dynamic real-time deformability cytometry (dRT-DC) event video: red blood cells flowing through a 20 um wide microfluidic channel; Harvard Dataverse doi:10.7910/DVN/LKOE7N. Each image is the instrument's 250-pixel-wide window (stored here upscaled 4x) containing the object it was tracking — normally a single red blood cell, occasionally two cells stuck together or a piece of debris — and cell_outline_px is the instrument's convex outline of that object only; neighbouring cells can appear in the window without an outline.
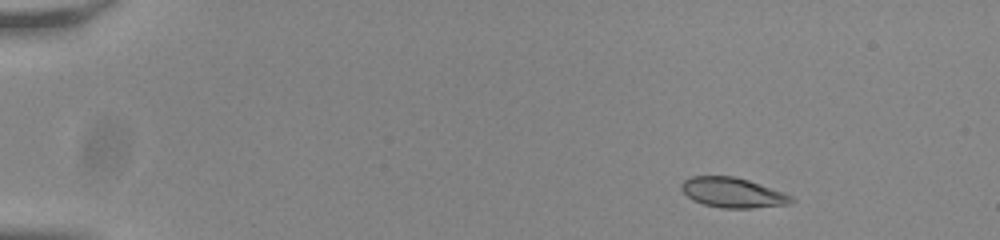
{"species": "common noctule bat (a hibernating species)", "species_latin": "Nyctalus noctula", "temperature_condition": "room temperature", "stored_images_in_passage": 54, "camera_frame_rate_fps": 3000, "um_per_image_px": 0.085, "animal": {"sex": "male", "body_mass_g": 20.0, "forearm_length_mm": 53.3}, "frame": {"image": 1, "passage_image": 7, "time_ms": 2.0, "image_size_px": [1000, 240], "cell_outline_px": [[796, 200], [792, 204], [752, 208], [720, 208], [704, 204], [692, 200], [680, 188], [680, 184], [684, 180], [692, 176], [736, 176], [784, 192], [792, 196]], "centroid_in_image_um": [62.31, 16.38], "position_along_channel_um": 22.7, "area_um2": 19.36}}
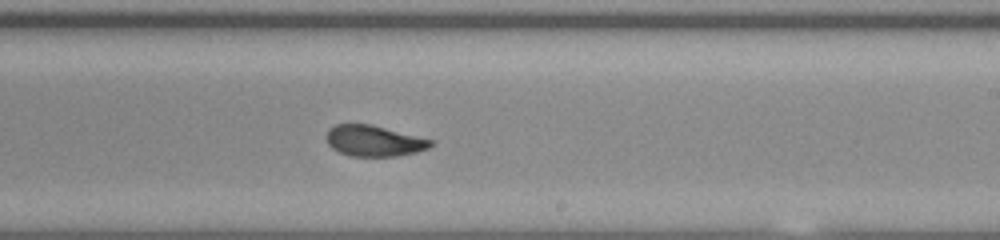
{"frame": {"image": 2, "passage_image": 34, "time_ms": 11.0, "image_size_px": [1000, 240], "cell_outline_px": [[432, 144], [428, 148], [416, 152], [396, 156], [352, 156], [340, 152], [332, 148], [328, 144], [324, 136], [328, 128], [336, 124], [372, 124], [432, 140]], "centroid_in_image_um": [31.73, 11.96], "position_along_channel_um": 257.3, "area_um2": 18.79}}
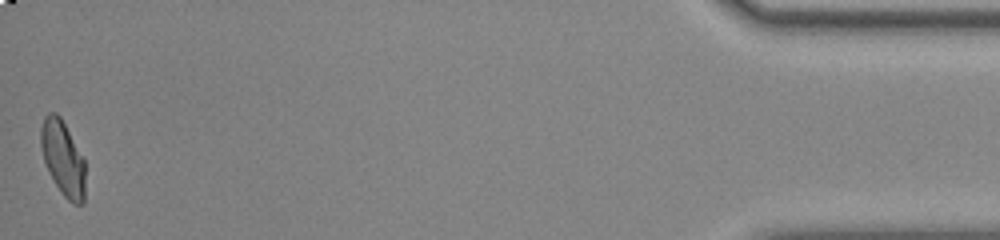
{"frame": {"image": 3, "passage_image": 54, "time_ms": 17.667, "image_size_px": [1000, 240], "cell_outline_px": [[84, 204], [72, 204], [60, 192], [48, 172], [44, 160], [40, 144], [40, 128], [44, 116], [48, 112], [56, 112], [60, 116], [84, 160]], "centroid_in_image_um": [5.32, 13.45], "position_along_channel_um": 429.9, "area_um2": 19.31}, "authors_computed_cell_mechanics": {"area_um2": 19.3919, "velocity_mm_per_s": 3.8262, "shape_relaxation_time_tau1_ms": 4.6073, "shape_relaxation_time_tau2_ms": 1.1954, "deformation_change_tau1": 0.1508, "deformation_change_tau2": 0.0542}}